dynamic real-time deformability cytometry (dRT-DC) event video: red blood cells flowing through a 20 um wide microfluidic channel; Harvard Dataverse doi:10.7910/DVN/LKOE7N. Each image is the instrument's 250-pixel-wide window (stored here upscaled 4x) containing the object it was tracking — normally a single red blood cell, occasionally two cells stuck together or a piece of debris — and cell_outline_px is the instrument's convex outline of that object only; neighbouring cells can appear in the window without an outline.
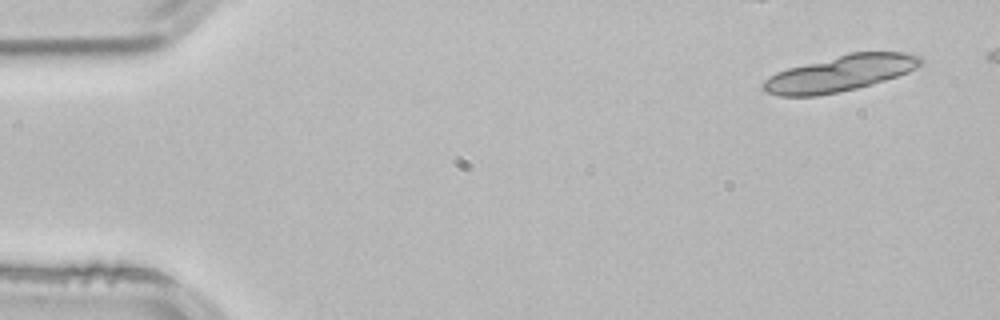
{"species": "common noctule bat (a hibernating species)", "species_latin": "Nyctalus noctula", "temperature_condition": "room temperature", "stored_images_in_passage": 5, "camera_frame_rate_fps": 3000, "um_per_image_px": 0.085, "animal": {"sex": "male", "body_mass_g": 21.5, "forearm_length_mm": 52.0}, "frame": {"image": 1, "passage_image": 1, "time_ms": 0.0, "image_size_px": [1000, 320], "cell_outline_px": [[924, 64], [908, 72], [872, 84], [856, 88], [816, 96], [780, 96], [764, 92], [760, 88], [760, 84], [764, 80], [776, 72], [788, 68], [848, 52], [904, 52], [920, 56], [924, 60]], "centroid_in_image_um": [71.39, 6.23], "position_along_channel_um": 13.6, "area_um2": 33.12}}